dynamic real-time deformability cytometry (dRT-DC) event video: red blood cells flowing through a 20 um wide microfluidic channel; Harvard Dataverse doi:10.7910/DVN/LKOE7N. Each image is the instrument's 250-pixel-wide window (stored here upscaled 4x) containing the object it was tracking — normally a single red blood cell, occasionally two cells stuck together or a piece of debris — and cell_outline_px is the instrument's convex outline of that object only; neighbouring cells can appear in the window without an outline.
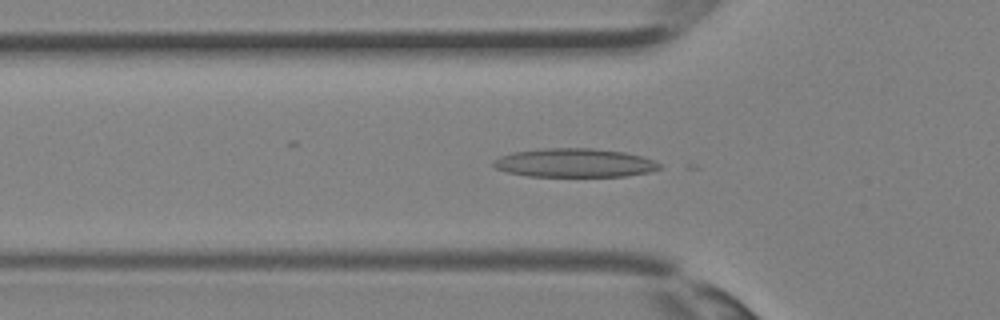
{"species": "Egyptian fruit bat (a non-hibernating species)", "species_latin": "Rousettus aegyptiacus", "temperature_condition": "room temperature", "stored_images_in_passage": 15, "camera_frame_rate_fps": 3000, "um_per_image_px": 0.085, "animal": {"sex": "female"}, "frame": {"image": 1, "passage_image": 9, "time_ms": 2.667, "image_size_px": [1000, 320], "cell_outline_px": [[664, 168], [648, 172], [624, 176], [528, 176], [508, 172], [496, 168], [492, 164], [492, 160], [500, 156], [512, 152], [544, 148], [592, 148], [624, 152], [644, 156], [656, 160], [664, 164]], "centroid_in_image_um": [48.89, 13.84], "position_along_channel_um": 76.9, "area_um2": 28.09}}
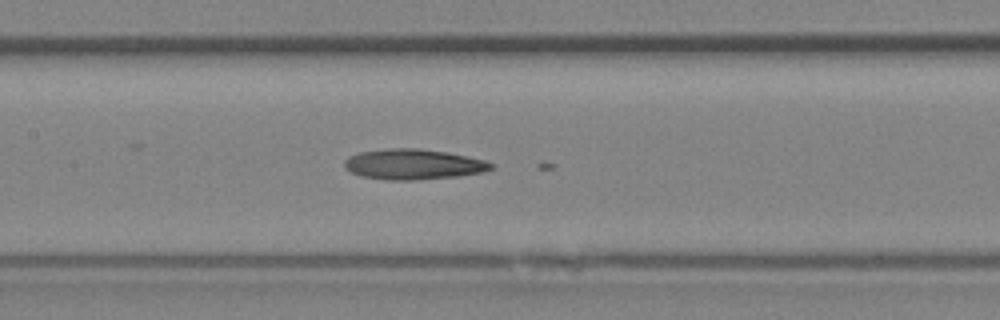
{"frame": {"image": 2, "passage_image": 14, "time_ms": 4.333, "image_size_px": [1000, 320], "cell_outline_px": [[492, 168], [484, 172], [460, 176], [416, 180], [384, 180], [364, 176], [352, 172], [344, 168], [344, 160], [348, 156], [360, 152], [388, 148], [416, 148], [448, 152], [468, 156], [484, 160], [492, 164]], "centroid_in_image_um": [35.12, 13.96], "position_along_channel_um": 172.3, "area_um2": 26.07}}